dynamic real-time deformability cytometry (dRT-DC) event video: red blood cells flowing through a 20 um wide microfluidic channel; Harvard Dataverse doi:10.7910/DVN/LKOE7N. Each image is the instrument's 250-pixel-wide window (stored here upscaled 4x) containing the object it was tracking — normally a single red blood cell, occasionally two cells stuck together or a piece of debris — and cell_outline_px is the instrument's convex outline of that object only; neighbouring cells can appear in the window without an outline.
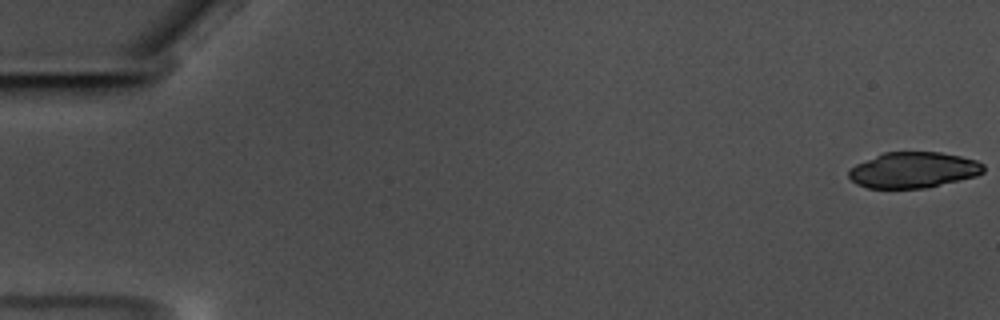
{"species": "common noctule bat (a hibernating species)", "species_latin": "Nyctalus noctula", "temperature_condition": "warm", "stored_images_in_passage": 58, "camera_frame_rate_fps": 3000, "um_per_image_px": 0.085, "animal": {"sex": "male", "body_mass_g": 17.5, "forearm_length_mm": 52.3}, "frame": {"image": 1, "passage_image": 1, "time_ms": 0.0, "image_size_px": [1000, 320], "cell_outline_px": [[984, 172], [976, 176], [924, 188], [868, 188], [856, 184], [848, 176], [848, 172], [856, 164], [884, 152], [940, 152], [960, 156], [976, 160], [984, 164]], "centroid_in_image_um": [77.64, 14.45], "position_along_channel_um": 7.4, "area_um2": 27.98}}
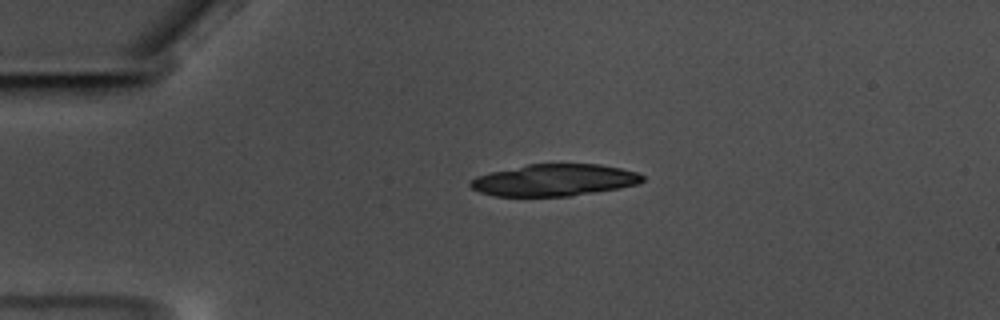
{"frame": {"image": 2, "passage_image": 14, "time_ms": 4.333, "image_size_px": [1000, 320], "cell_outline_px": [[644, 180], [640, 184], [620, 188], [568, 196], [496, 196], [480, 192], [472, 188], [468, 184], [476, 176], [492, 172], [528, 164], [600, 164], [620, 168], [636, 172], [644, 176]], "centroid_in_image_um": [47.14, 15.31], "position_along_channel_um": 37.9, "area_um2": 31.79}}